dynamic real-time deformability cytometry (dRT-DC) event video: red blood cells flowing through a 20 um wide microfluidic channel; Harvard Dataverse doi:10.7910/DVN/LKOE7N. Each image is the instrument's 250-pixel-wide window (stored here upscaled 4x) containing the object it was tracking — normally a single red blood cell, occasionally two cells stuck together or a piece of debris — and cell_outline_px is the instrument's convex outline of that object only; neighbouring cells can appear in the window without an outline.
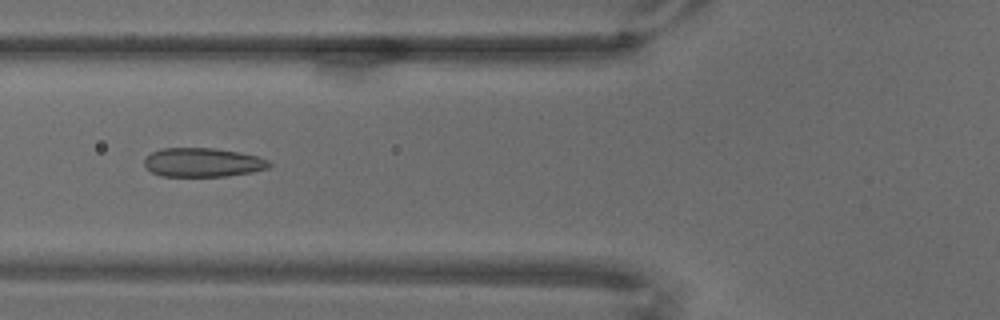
{"species": "common noctule bat (a hibernating species)", "species_latin": "Nyctalus noctula", "temperature_condition": "warm", "stored_images_in_passage": 51, "camera_frame_rate_fps": 3000, "um_per_image_px": 0.085, "animal": {"sex": "male", "body_mass_g": 18.8}, "frame": {"image": 1, "passage_image": 26, "time_ms": 8.333, "image_size_px": [1000, 320], "cell_outline_px": [[272, 164], [268, 168], [252, 172], [228, 176], [160, 176], [152, 172], [144, 164], [144, 160], [152, 152], [160, 148], [216, 148], [240, 152], [256, 156], [268, 160]], "centroid_in_image_um": [17.25, 13.8], "position_along_channel_um": 108.6, "area_um2": 21.1}}
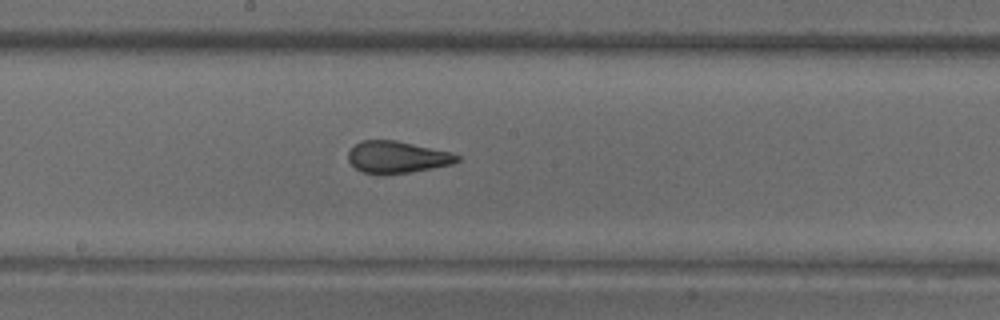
{"frame": {"image": 2, "passage_image": 37, "time_ms": 12.0, "image_size_px": [1000, 320], "cell_outline_px": [[460, 160], [452, 164], [432, 168], [408, 172], [364, 172], [356, 168], [348, 160], [348, 152], [360, 140], [396, 140], [452, 152], [460, 156]], "centroid_in_image_um": [33.79, 13.32], "position_along_channel_um": 214.4, "area_um2": 19.77}}
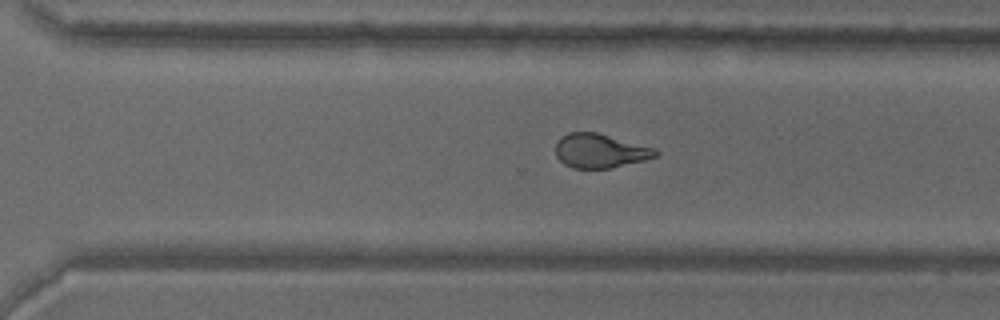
{"frame": {"image": 3, "passage_image": 48, "time_ms": 15.667, "image_size_px": [1000, 320], "cell_outline_px": [[660, 152], [656, 156], [644, 160], [608, 168], [572, 168], [564, 164], [556, 156], [556, 140], [560, 136], [568, 132], [596, 132], [656, 148]], "centroid_in_image_um": [50.98, 12.81], "position_along_channel_um": 319.6, "area_um2": 19.88}}